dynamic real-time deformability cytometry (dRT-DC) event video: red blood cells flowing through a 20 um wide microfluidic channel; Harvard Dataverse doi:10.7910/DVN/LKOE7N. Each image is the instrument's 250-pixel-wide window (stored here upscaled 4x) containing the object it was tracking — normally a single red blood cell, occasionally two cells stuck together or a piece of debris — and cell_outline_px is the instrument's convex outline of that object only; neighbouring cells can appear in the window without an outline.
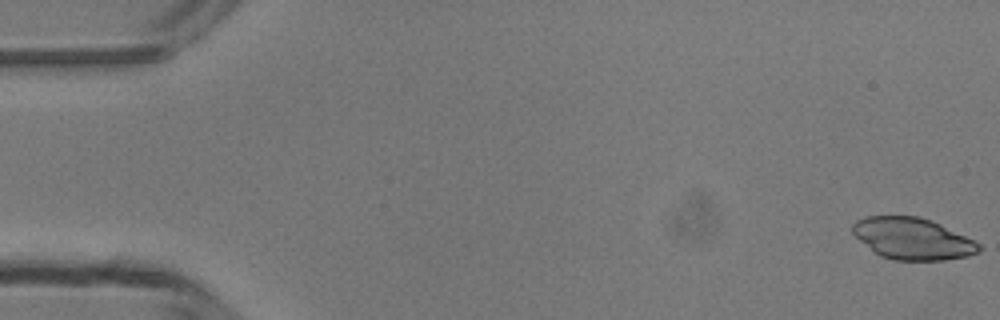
{"species": "common noctule bat (a hibernating species)", "species_latin": "Nyctalus noctula", "temperature_condition": "room temperature", "stored_images_in_passage": 4, "camera_frame_rate_fps": 3000, "um_per_image_px": 0.085, "animal": {"sex": "male", "body_mass_g": 13.3}, "frame": {"image": 1, "passage_image": 1, "time_ms": 0.0, "image_size_px": [1000, 320], "cell_outline_px": [[980, 248], [976, 252], [968, 256], [944, 260], [892, 260], [880, 256], [860, 240], [852, 232], [852, 224], [856, 220], [864, 216], [920, 216], [932, 220], [980, 244]], "centroid_in_image_um": [77.52, 20.28], "position_along_channel_um": 7.5, "area_um2": 30.4}}